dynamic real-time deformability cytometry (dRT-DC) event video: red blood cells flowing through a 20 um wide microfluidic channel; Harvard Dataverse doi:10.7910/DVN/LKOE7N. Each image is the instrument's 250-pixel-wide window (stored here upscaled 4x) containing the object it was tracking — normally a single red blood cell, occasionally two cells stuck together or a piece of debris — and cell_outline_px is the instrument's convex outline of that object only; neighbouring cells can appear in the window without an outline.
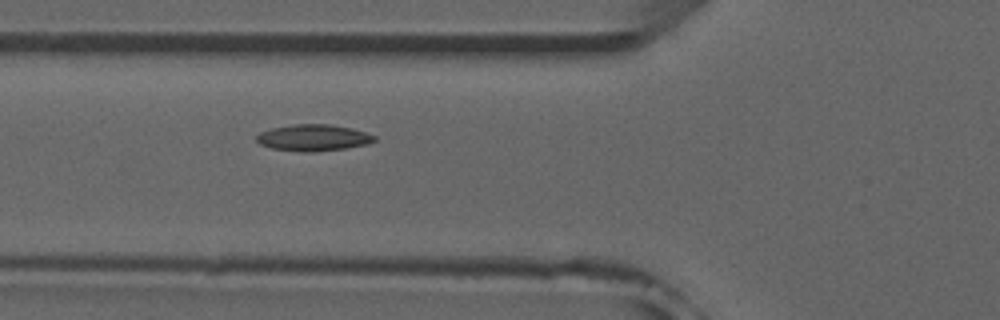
{"species": "common noctule bat (a hibernating species)", "species_latin": "Nyctalus noctula", "temperature_condition": "room temperature", "stored_images_in_passage": 47, "camera_frame_rate_fps": 3000, "um_per_image_px": 0.085, "animal": {"sex": "male", "forearm_length_mm": 52.5}, "frame": {"image": 1, "passage_image": 14, "time_ms": 4.333, "image_size_px": [1000, 320], "cell_outline_px": [[376, 140], [368, 144], [344, 148], [312, 152], [304, 152], [272, 148], [260, 144], [256, 140], [256, 136], [260, 132], [272, 128], [296, 124], [332, 124], [352, 128], [376, 136]], "centroid_in_image_um": [26.64, 11.7], "position_along_channel_um": 99.2, "area_um2": 18.09}}